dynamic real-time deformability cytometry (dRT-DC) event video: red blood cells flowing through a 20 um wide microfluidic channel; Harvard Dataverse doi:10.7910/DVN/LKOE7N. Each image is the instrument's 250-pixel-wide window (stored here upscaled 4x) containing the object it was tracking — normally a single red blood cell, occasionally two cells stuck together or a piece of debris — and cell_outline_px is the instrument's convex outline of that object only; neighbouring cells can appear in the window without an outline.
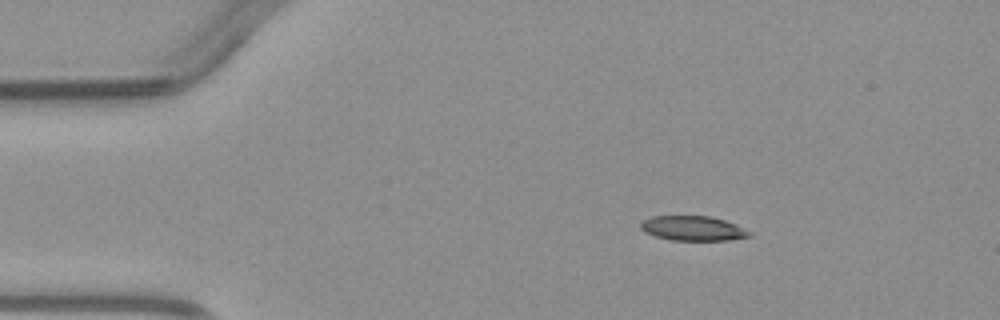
{"species": "common noctule bat (a hibernating species)", "species_latin": "Nyctalus noctula", "temperature_condition": "warm", "stored_images_in_passage": 4, "camera_frame_rate_fps": 3000, "um_per_image_px": 0.085, "animal": {"sex": "male", "body_mass_g": 23.1, "forearm_length_mm": 52.7}, "frame": {"image": 1, "passage_image": 2, "time_ms": 1.0, "image_size_px": [1000, 320], "cell_outline_px": [[752, 236], [728, 240], [672, 240], [656, 236], [644, 232], [640, 228], [640, 224], [644, 220], [652, 216], [712, 216], [736, 224], [752, 232]], "centroid_in_image_um": [58.92, 19.4], "position_along_channel_um": 26.1, "area_um2": 15.66}}
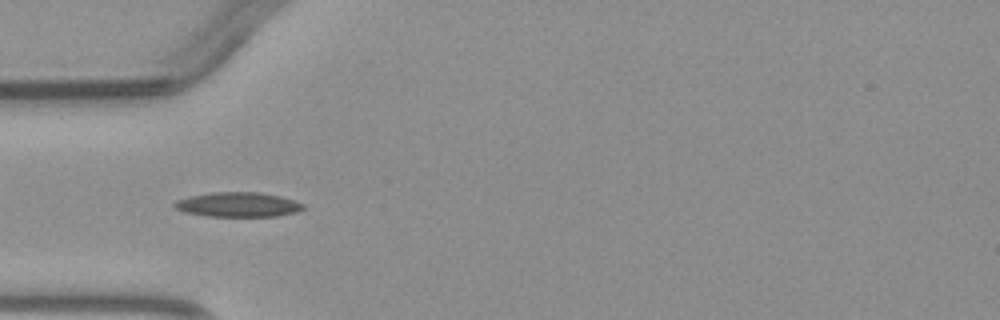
{"frame": {"image": 2, "passage_image": 4, "time_ms": 3.333, "image_size_px": [1000, 320], "cell_outline_px": [[304, 208], [296, 212], [276, 216], [208, 216], [184, 212], [176, 208], [172, 204], [176, 200], [188, 196], [212, 192], [260, 192], [280, 196], [304, 204]], "centroid_in_image_um": [20.2, 17.38], "position_along_channel_um": 64.8, "area_um2": 18.44}}